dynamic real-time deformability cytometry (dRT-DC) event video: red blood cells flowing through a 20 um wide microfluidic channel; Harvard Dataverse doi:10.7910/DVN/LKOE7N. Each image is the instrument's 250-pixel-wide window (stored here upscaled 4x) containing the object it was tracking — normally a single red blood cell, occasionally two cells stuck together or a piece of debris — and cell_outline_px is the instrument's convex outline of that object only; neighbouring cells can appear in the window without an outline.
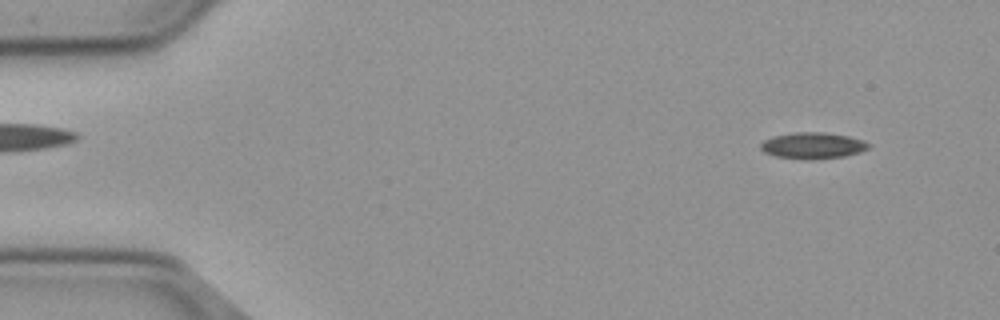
{"species": "common noctule bat (a hibernating species)", "species_latin": "Nyctalus noctula", "temperature_condition": "cold", "stored_images_in_passage": 56, "camera_frame_rate_fps": 3000, "um_per_image_px": 0.085, "animal": {"sex": "male", "body_mass_g": 23.1, "forearm_length_mm": 52.7}, "frame": {"image": 1, "passage_image": 5, "time_ms": 1.333, "image_size_px": [1000, 320], "cell_outline_px": [[872, 144], [868, 148], [860, 152], [844, 156], [812, 160], [776, 156], [764, 152], [760, 148], [760, 144], [764, 140], [772, 136], [796, 132], [824, 132], [848, 136], [864, 140]], "centroid_in_image_um": [69.1, 12.37], "position_along_channel_um": 15.9, "area_um2": 16.59}}
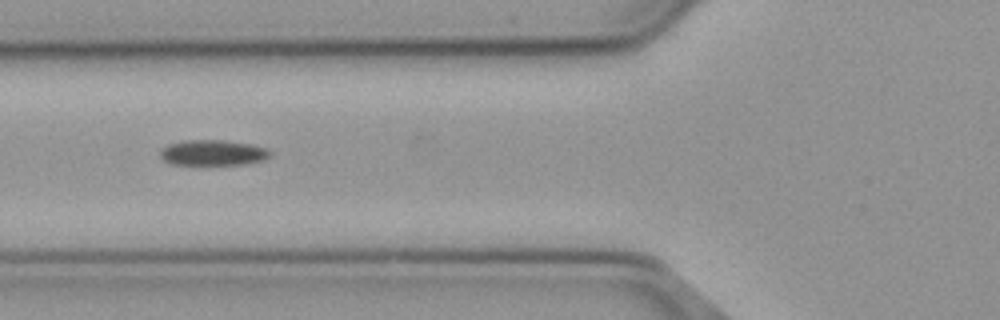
{"frame": {"image": 2, "passage_image": 21, "time_ms": 6.667, "image_size_px": [1000, 320], "cell_outline_px": [[272, 156], [264, 160], [244, 164], [172, 164], [164, 160], [160, 156], [160, 152], [168, 144], [184, 140], [220, 140], [252, 144], [268, 148], [272, 152]], "centroid_in_image_um": [18.16, 12.97], "position_along_channel_um": 107.6, "area_um2": 16.36}}
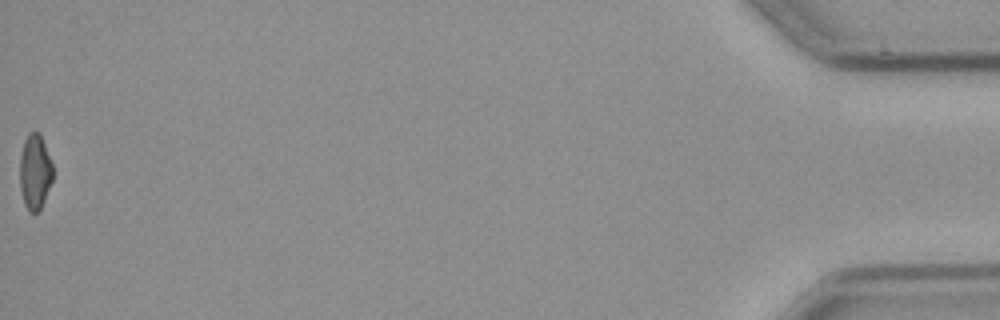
{"frame": {"image": 3, "passage_image": 56, "time_ms": 18.333, "image_size_px": [1000, 320], "cell_outline_px": [[52, 180], [44, 200], [40, 208], [36, 212], [28, 212], [24, 204], [20, 188], [20, 156], [24, 140], [28, 132], [40, 132], [52, 164]], "centroid_in_image_um": [2.95, 14.59], "position_along_channel_um": 432.2, "area_um2": 14.39}}